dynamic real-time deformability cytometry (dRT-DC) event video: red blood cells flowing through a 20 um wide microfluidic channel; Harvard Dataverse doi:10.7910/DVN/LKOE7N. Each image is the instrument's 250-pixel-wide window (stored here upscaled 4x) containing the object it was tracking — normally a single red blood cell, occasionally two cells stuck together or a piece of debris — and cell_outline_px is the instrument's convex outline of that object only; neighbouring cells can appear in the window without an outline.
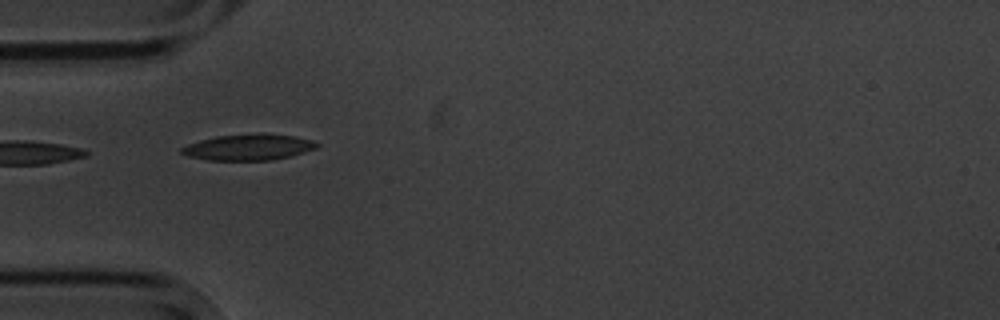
{"species": "common noctule bat (a hibernating species)", "species_latin": "Nyctalus noctula", "temperature_condition": "cold", "stored_images_in_passage": 6, "camera_frame_rate_fps": 3000, "um_per_image_px": 0.085, "animal": {"sex": "male", "body_mass_g": 20.1, "forearm_length_mm": 53.5}, "frame": {"image": 1, "passage_image": 5, "time_ms": 4.667, "image_size_px": [1000, 320], "cell_outline_px": [[320, 144], [316, 148], [304, 152], [272, 160], [208, 160], [188, 156], [180, 152], [180, 148], [188, 144], [200, 140], [216, 136], [260, 132], [264, 132], [292, 136], [312, 140]], "centroid_in_image_um": [21.11, 12.49], "position_along_channel_um": 63.9, "area_um2": 20.63}}